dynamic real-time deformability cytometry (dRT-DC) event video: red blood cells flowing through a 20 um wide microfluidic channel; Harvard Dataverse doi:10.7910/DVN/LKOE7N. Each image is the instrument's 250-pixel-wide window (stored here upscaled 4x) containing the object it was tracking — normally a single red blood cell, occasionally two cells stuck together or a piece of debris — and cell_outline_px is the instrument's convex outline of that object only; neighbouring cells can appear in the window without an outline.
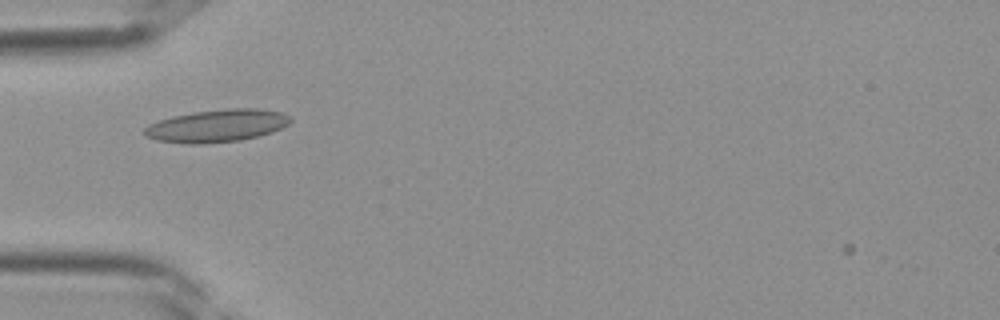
{"species": "Egyptian fruit bat (a non-hibernating species)", "species_latin": "Rousettus aegyptiacus", "temperature_condition": "room temperature", "stored_images_in_passage": 30, "camera_frame_rate_fps": 3000, "um_per_image_px": 0.085, "frame": {"image": 1, "passage_image": 4, "time_ms": 1.0, "image_size_px": [1000, 320], "cell_outline_px": [[292, 120], [288, 124], [272, 132], [240, 140], [200, 144], [188, 144], [156, 140], [144, 136], [144, 128], [148, 124], [172, 116], [192, 112], [228, 108], [260, 108], [280, 112], [288, 116]], "centroid_in_image_um": [18.4, 10.68], "position_along_channel_um": 66.6, "area_um2": 27.69}}
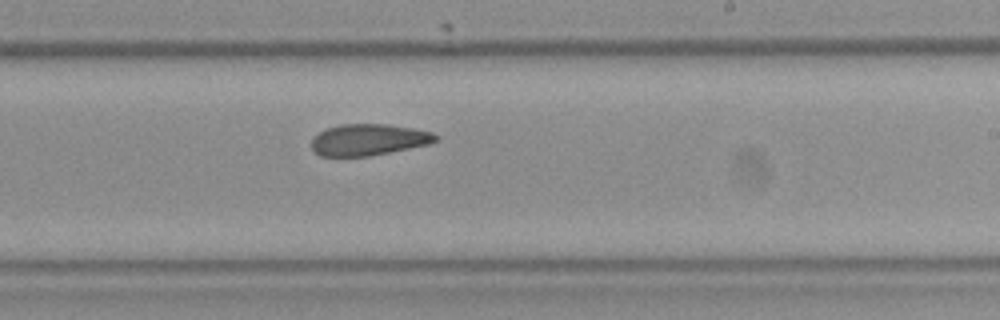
{"frame": {"image": 2, "passage_image": 15, "time_ms": 4.667, "image_size_px": [1000, 320], "cell_outline_px": [[440, 136], [436, 140], [428, 144], [368, 156], [320, 156], [312, 148], [312, 136], [328, 128], [340, 124], [388, 124], [412, 128], [432, 132]], "centroid_in_image_um": [31.31, 11.87], "position_along_channel_um": 257.7, "area_um2": 22.54}}
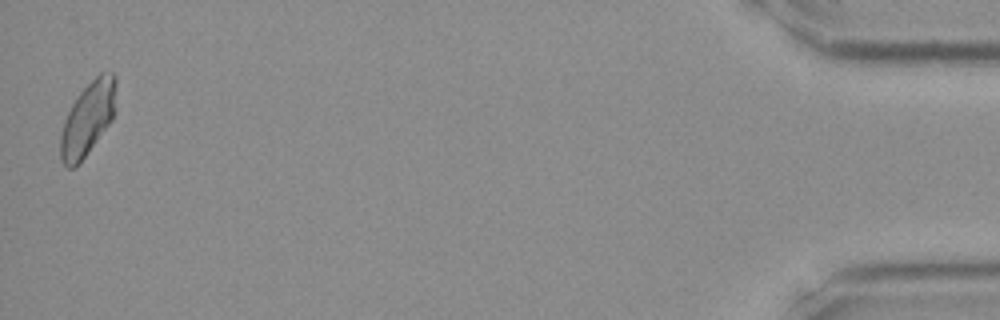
{"frame": {"image": 3, "passage_image": 30, "time_ms": 9.667, "image_size_px": [1000, 320], "cell_outline_px": [[116, 108], [112, 120], [84, 156], [72, 168], [68, 168], [60, 160], [60, 136], [64, 120], [72, 104], [80, 92], [100, 72], [112, 72], [116, 76]], "centroid_in_image_um": [7.48, 10.04], "position_along_channel_um": 427.7, "area_um2": 23.52}}